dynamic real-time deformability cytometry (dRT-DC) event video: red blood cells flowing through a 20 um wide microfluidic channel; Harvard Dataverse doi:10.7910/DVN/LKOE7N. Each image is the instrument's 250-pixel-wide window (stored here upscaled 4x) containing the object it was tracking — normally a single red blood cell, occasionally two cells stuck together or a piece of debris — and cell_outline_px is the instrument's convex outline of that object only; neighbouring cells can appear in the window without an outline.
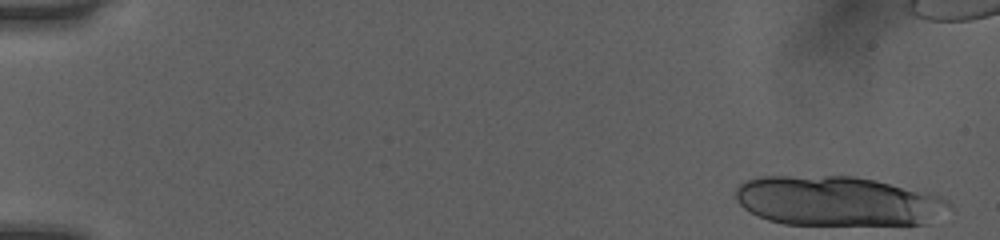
{"species": "human", "species_latin": "Homo sapiens", "temperature_condition": "room temperature", "stored_images_in_passage": 16, "camera_frame_rate_fps": 3000, "um_per_image_px": 0.085, "donor": {"sex": "female"}, "frame": {"image": 1, "passage_image": 1, "time_ms": 0.0, "image_size_px": [1000, 240], "cell_outline_px": [[952, 208], [928, 224], [784, 224], [768, 220], [744, 208], [736, 200], [736, 188], [740, 184], [748, 180], [760, 176], [856, 176], [876, 180], [928, 192], [944, 200]], "centroid_in_image_um": [71.2, 17.08], "position_along_channel_um": 13.8, "area_um2": 61.61}}